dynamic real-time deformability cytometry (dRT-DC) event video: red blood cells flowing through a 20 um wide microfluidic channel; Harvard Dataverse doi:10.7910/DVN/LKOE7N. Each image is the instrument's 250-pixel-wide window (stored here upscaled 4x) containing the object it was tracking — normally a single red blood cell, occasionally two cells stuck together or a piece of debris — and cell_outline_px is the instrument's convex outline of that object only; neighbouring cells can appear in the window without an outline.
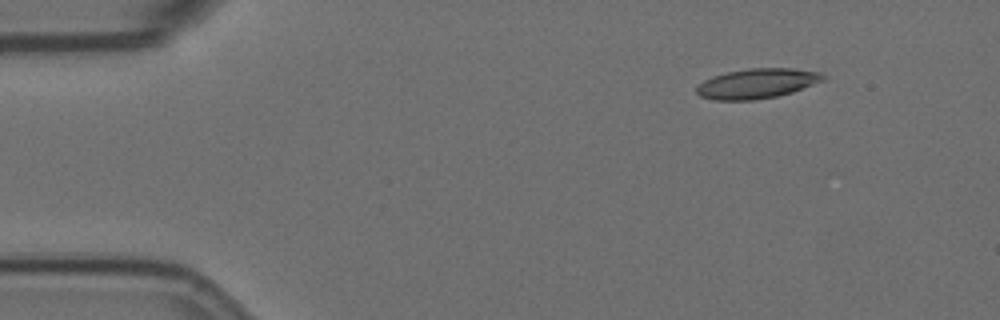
{"species": "Egyptian fruit bat (a non-hibernating species)", "species_latin": "Rousettus aegyptiacus", "temperature_condition": "room temperature", "stored_images_in_passage": 25, "camera_frame_rate_fps": 3000, "um_per_image_px": 0.085, "animal": {"sex": "female"}, "frame": {"image": 1, "passage_image": 1, "time_ms": 0.0, "image_size_px": [1000, 320], "cell_outline_px": [[828, 76], [824, 80], [792, 92], [776, 96], [752, 100], [712, 100], [700, 96], [696, 92], [696, 88], [704, 80], [712, 76], [728, 72], [748, 68], [792, 68], [820, 72]], "centroid_in_image_um": [64.35, 7.09], "position_along_channel_um": 20.6, "area_um2": 22.02}}
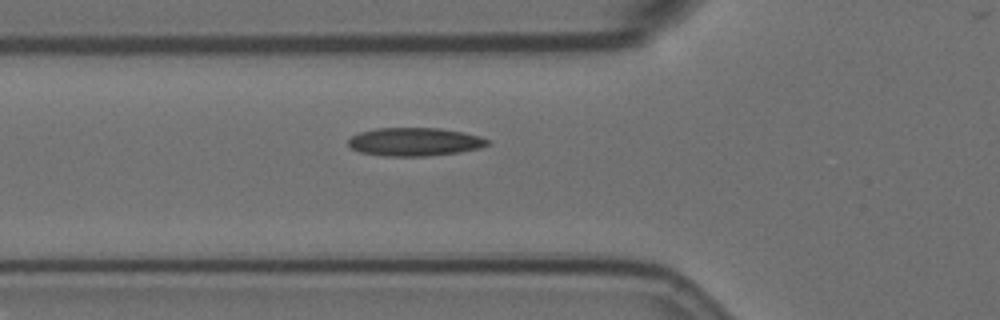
{"frame": {"image": 2, "passage_image": 14, "time_ms": 4.333, "image_size_px": [1000, 320], "cell_outline_px": [[492, 144], [480, 148], [460, 152], [428, 156], [384, 156], [360, 152], [352, 148], [348, 144], [348, 140], [352, 136], [360, 132], [376, 128], [440, 128], [464, 132], [480, 136], [488, 140]], "centroid_in_image_um": [35.28, 12.05], "position_along_channel_um": 90.5, "area_um2": 23.06}}
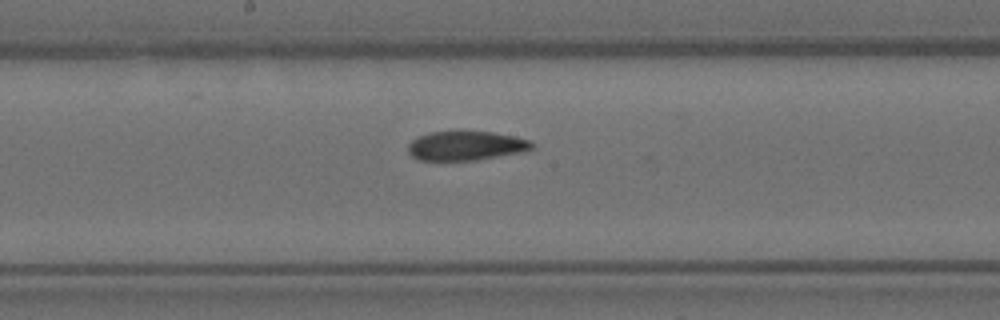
{"frame": {"image": 3, "passage_image": 24, "time_ms": 7.667, "image_size_px": [1000, 320], "cell_outline_px": [[532, 148], [524, 152], [476, 160], [416, 160], [408, 152], [408, 144], [416, 136], [428, 132], [456, 128], [460, 128], [492, 132], [512, 136], [528, 140], [532, 144]], "centroid_in_image_um": [39.52, 12.34], "position_along_channel_um": 208.7, "area_um2": 21.96}}